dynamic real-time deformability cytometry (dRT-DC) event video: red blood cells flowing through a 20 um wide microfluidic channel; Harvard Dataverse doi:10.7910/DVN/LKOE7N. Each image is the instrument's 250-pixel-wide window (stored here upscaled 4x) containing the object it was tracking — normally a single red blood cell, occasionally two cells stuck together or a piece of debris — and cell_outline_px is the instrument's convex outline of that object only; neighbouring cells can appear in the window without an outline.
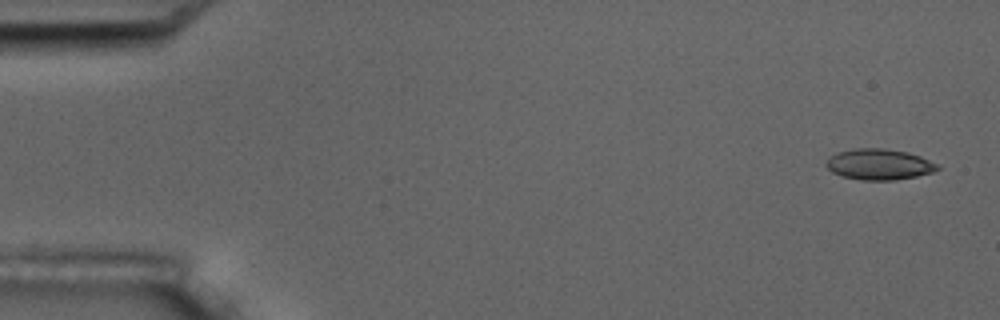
{"species": "common noctule bat (a hibernating species)", "species_latin": "Nyctalus noctula", "temperature_condition": "room temperature", "stored_images_in_passage": 5, "camera_frame_rate_fps": 3000, "um_per_image_px": 0.085, "animal": {"sex": "male", "body_mass_g": 17.5, "forearm_length_mm": 52.3}, "frame": {"image": 1, "passage_image": 1, "time_ms": 0.0, "image_size_px": [1000, 320], "cell_outline_px": [[940, 168], [932, 172], [916, 176], [896, 180], [860, 180], [840, 176], [832, 172], [824, 164], [836, 152], [852, 148], [884, 148], [908, 152], [920, 156], [940, 164]], "centroid_in_image_um": [74.73, 13.97], "position_along_channel_um": 10.3, "area_um2": 20.23}}
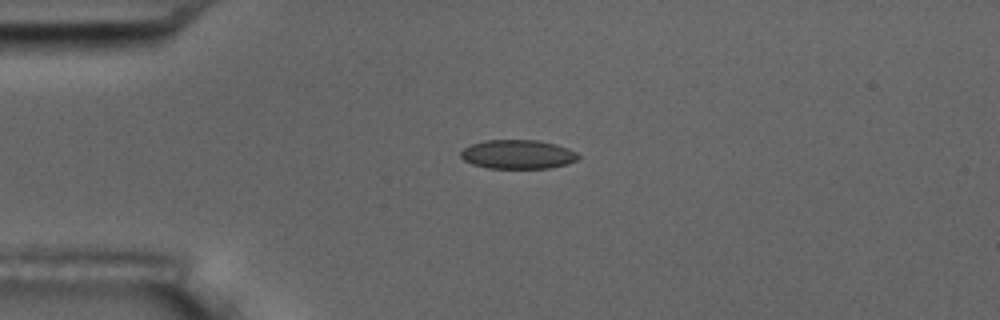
{"frame": {"image": 2, "passage_image": 4, "time_ms": 3.667, "image_size_px": [1000, 320], "cell_outline_px": [[580, 156], [576, 160], [568, 164], [548, 168], [488, 168], [472, 164], [464, 160], [460, 156], [460, 152], [464, 148], [472, 144], [484, 140], [536, 140], [556, 144], [568, 148], [576, 152]], "centroid_in_image_um": [44.01, 13.12], "position_along_channel_um": 41.0, "area_um2": 19.88}}